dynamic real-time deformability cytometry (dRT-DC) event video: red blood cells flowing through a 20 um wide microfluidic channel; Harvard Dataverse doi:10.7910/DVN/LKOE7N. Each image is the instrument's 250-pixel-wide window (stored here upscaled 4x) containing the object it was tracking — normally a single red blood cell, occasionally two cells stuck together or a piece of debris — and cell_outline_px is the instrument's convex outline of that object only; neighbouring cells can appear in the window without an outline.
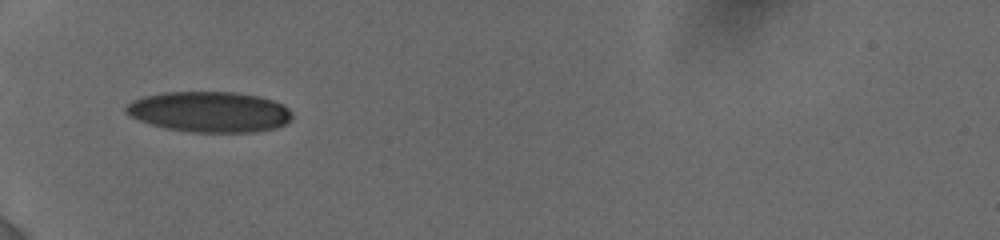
{"species": "human", "species_latin": "Homo sapiens", "temperature_condition": "cold", "stored_images_in_passage": 24, "camera_frame_rate_fps": 3000, "um_per_image_px": 0.085, "donor": {"sex": "female"}, "frame": {"image": 1, "passage_image": 6, "time_ms": 2.333, "image_size_px": [1000, 240], "cell_outline_px": [[292, 120], [276, 128], [252, 132], [192, 132], [164, 128], [140, 120], [124, 112], [124, 108], [132, 100], [144, 96], [168, 92], [236, 92], [260, 96], [284, 104], [292, 112]], "centroid_in_image_um": [17.84, 9.5], "position_along_channel_um": 67.2, "area_um2": 39.42}}
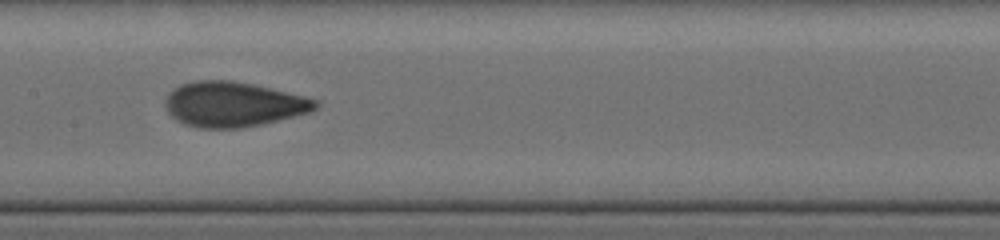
{"frame": {"image": 2, "passage_image": 14, "time_ms": 5.667, "image_size_px": [1000, 240], "cell_outline_px": [[320, 104], [312, 112], [264, 124], [240, 128], [200, 128], [184, 124], [176, 120], [168, 112], [164, 104], [164, 100], [168, 92], [180, 84], [196, 80], [232, 80], [252, 84], [304, 96], [320, 100]], "centroid_in_image_um": [19.83, 8.87], "position_along_channel_um": 187.6, "area_um2": 39.77}}
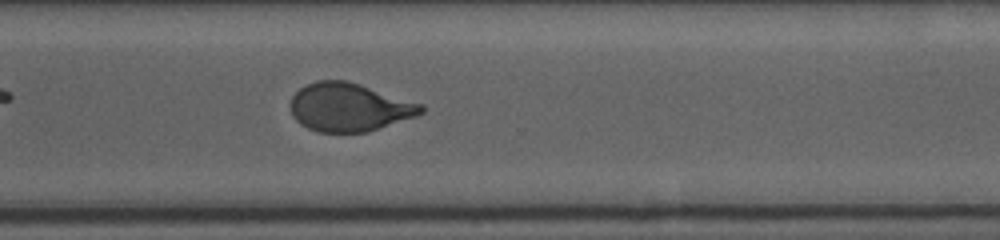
{"frame": {"image": 3, "passage_image": 24, "time_ms": 9.667, "image_size_px": [1000, 240], "cell_outline_px": [[424, 112], [416, 116], [368, 132], [320, 132], [308, 128], [300, 124], [292, 116], [292, 96], [300, 88], [316, 80], [348, 80], [424, 104]], "centroid_in_image_um": [29.71, 9.11], "position_along_channel_um": 340.9, "area_um2": 36.82}}